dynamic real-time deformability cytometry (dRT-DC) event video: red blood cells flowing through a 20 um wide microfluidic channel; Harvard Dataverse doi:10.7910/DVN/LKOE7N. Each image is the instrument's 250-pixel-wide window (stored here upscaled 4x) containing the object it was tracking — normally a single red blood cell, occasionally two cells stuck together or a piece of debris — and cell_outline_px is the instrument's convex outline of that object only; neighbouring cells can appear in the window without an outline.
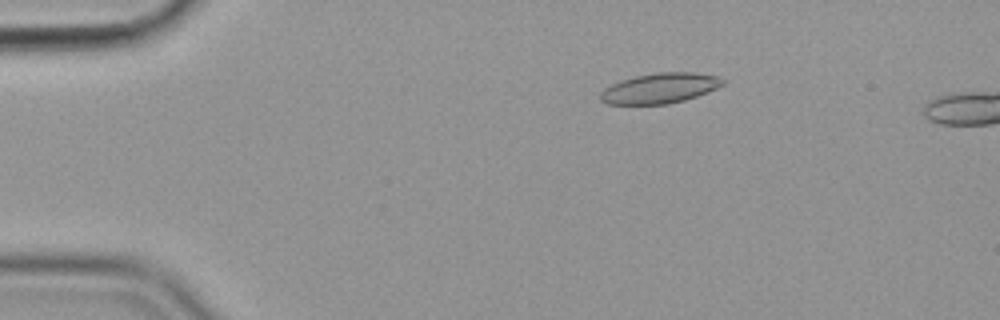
{"species": "common noctule bat (a hibernating species)", "species_latin": "Nyctalus noctula", "temperature_condition": "cold", "stored_images_in_passage": 55, "camera_frame_rate_fps": 3000, "um_per_image_px": 0.085, "animal": {"sex": "female", "body_mass_g": 19.9}, "frame": {"image": 1, "passage_image": 10, "time_ms": 3.0, "image_size_px": [1000, 320], "cell_outline_px": [[724, 84], [708, 92], [684, 100], [668, 104], [608, 104], [600, 100], [600, 92], [604, 88], [620, 80], [636, 76], [656, 72], [696, 72], [716, 76], [724, 80]], "centroid_in_image_um": [56.07, 7.49], "position_along_channel_um": 28.9, "area_um2": 21.56}}
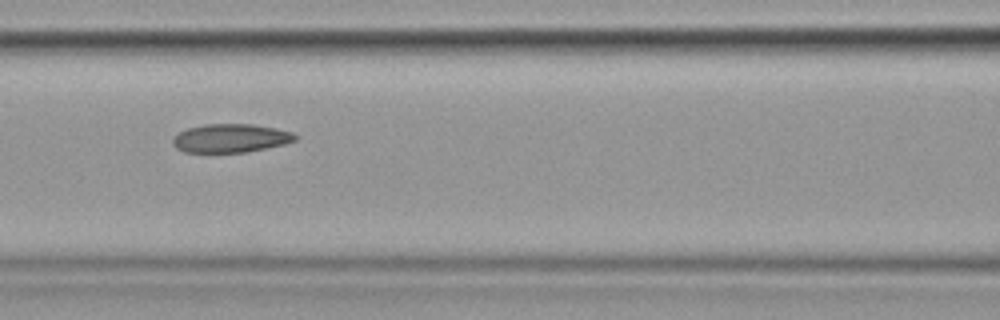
{"frame": {"image": 2, "passage_image": 25, "time_ms": 8.0, "image_size_px": [1000, 320], "cell_outline_px": [[296, 140], [284, 144], [244, 152], [184, 152], [176, 148], [172, 144], [172, 136], [188, 128], [204, 124], [252, 124], [276, 128], [292, 132], [296, 136]], "centroid_in_image_um": [19.56, 11.74], "position_along_channel_um": 147.0, "area_um2": 20.29}}
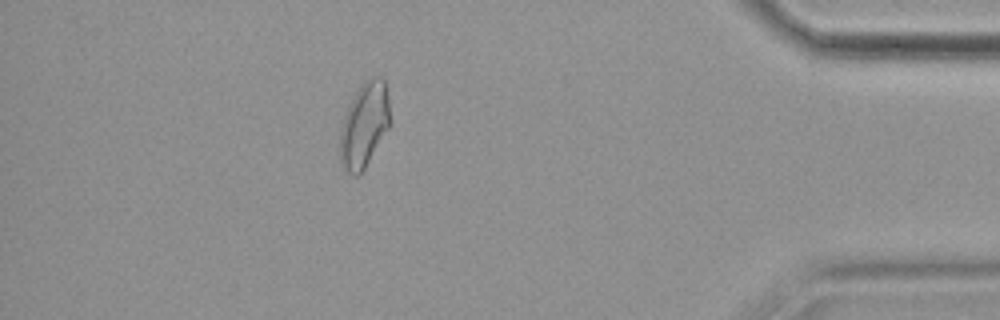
{"frame": {"image": 3, "passage_image": 50, "time_ms": 16.333, "image_size_px": [1000, 320], "cell_outline_px": [[392, 124], [364, 168], [356, 176], [352, 176], [344, 168], [340, 160], [340, 132], [344, 116], [360, 84], [364, 80], [372, 76], [380, 76], [384, 80], [392, 120]], "centroid_in_image_um": [30.99, 10.6], "position_along_channel_um": 404.2, "area_um2": 24.8}}